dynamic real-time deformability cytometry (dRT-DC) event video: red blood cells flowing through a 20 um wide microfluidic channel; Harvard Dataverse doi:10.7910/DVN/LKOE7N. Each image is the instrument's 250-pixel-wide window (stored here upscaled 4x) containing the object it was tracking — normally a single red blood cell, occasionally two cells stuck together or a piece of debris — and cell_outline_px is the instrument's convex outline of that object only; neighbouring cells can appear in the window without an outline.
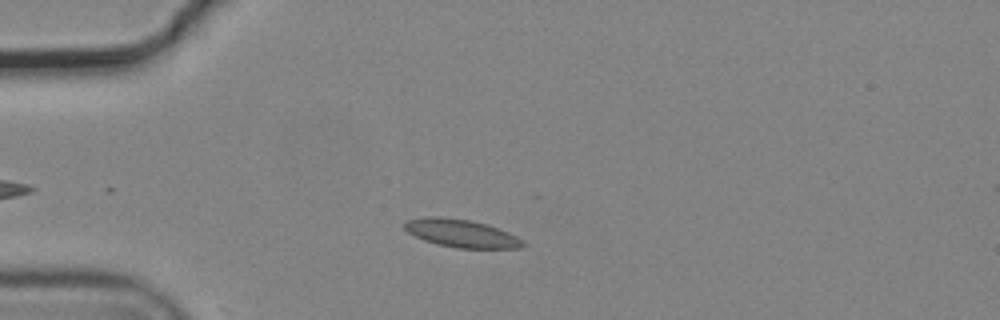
{"species": "common noctule bat (a hibernating species)", "species_latin": "Nyctalus noctula", "temperature_condition": "cold", "stored_images_in_passage": 5, "camera_frame_rate_fps": 3000, "um_per_image_px": 0.085, "animal": {"sex": "male", "body_mass_g": 19.2, "forearm_length_mm": 51.8}, "frame": {"image": 1, "passage_image": 2, "time_ms": 0.333, "image_size_px": [1000, 320], "cell_outline_px": [[524, 244], [520, 248], [456, 248], [436, 244], [424, 240], [408, 232], [404, 228], [404, 224], [408, 220], [428, 216], [440, 216], [472, 220], [488, 224], [508, 232], [524, 240]], "centroid_in_image_um": [39.22, 19.82], "position_along_channel_um": 45.8, "area_um2": 19.31}}
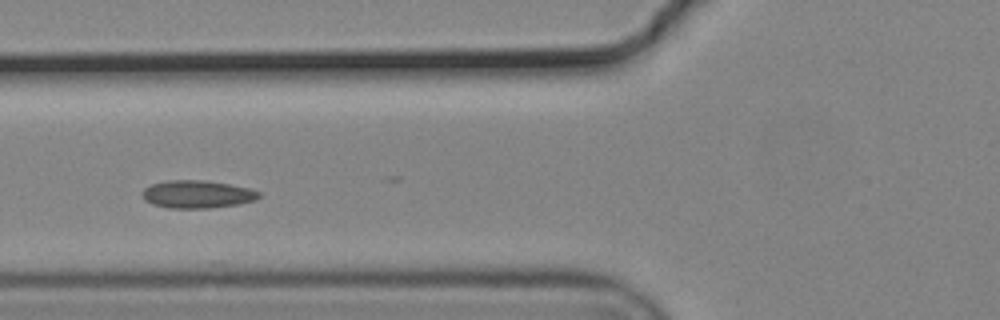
{"frame": {"image": 2, "passage_image": 4, "time_ms": 1.0, "image_size_px": [1000, 320], "cell_outline_px": [[260, 196], [256, 200], [236, 204], [212, 208], [168, 208], [152, 204], [144, 200], [144, 188], [152, 184], [168, 180], [204, 180], [228, 184], [248, 188], [260, 192]], "centroid_in_image_um": [16.76, 16.51], "position_along_channel_um": 109.0, "area_um2": 18.73}}
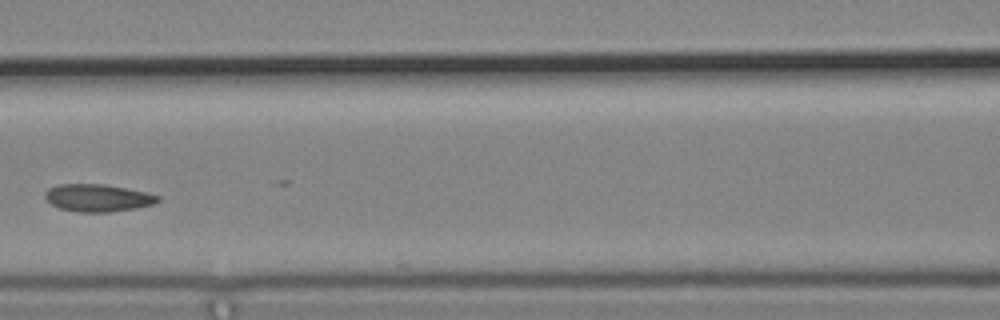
{"frame": {"image": 3, "passage_image": 5, "time_ms": 1.333, "image_size_px": [1000, 320], "cell_outline_px": [[160, 200], [152, 204], [136, 208], [112, 212], [76, 212], [60, 208], [52, 204], [44, 196], [44, 192], [48, 188], [60, 184], [104, 184], [148, 192], [160, 196]], "centroid_in_image_um": [8.32, 16.82], "position_along_channel_um": 158.3, "area_um2": 18.09}}